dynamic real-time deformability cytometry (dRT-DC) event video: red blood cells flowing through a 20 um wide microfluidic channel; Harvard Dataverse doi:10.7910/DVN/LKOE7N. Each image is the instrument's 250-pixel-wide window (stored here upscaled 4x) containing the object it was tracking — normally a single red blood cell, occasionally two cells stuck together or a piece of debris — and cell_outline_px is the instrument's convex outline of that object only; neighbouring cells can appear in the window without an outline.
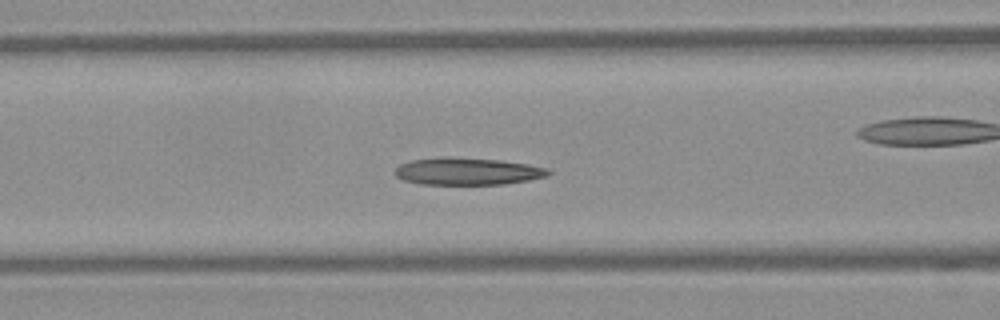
{"species": "Egyptian fruit bat (a non-hibernating species)", "species_latin": "Rousettus aegyptiacus", "temperature_condition": "warm", "stored_images_in_passage": 42, "camera_frame_rate_fps": 3000, "um_per_image_px": 0.085, "frame": {"image": 1, "passage_image": 19, "time_ms": 6.0, "image_size_px": [1000, 320], "cell_outline_px": [[552, 172], [548, 176], [528, 180], [504, 184], [420, 184], [404, 180], [396, 176], [396, 168], [400, 164], [412, 160], [444, 156], [448, 156], [500, 160], [528, 164], [548, 168]], "centroid_in_image_um": [39.76, 14.55], "position_along_channel_um": 126.8, "area_um2": 24.39}}
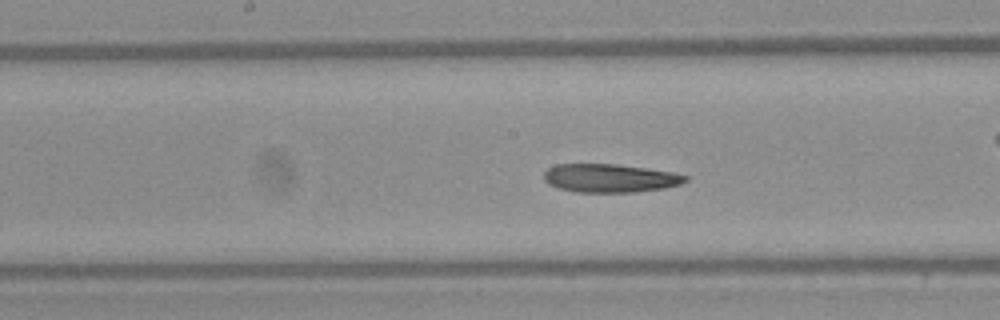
{"frame": {"image": 2, "passage_image": 24, "time_ms": 7.667, "image_size_px": [1000, 320], "cell_outline_px": [[688, 180], [680, 184], [664, 188], [636, 192], [576, 192], [560, 188], [548, 184], [544, 180], [544, 172], [548, 168], [556, 164], [616, 164], [672, 172], [688, 176]], "centroid_in_image_um": [51.83, 15.14], "position_along_channel_um": 196.4, "area_um2": 23.35}}
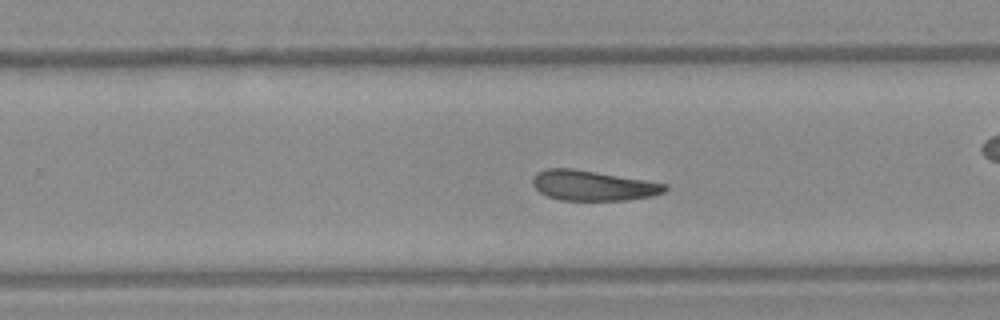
{"frame": {"image": 3, "passage_image": 30, "time_ms": 9.667, "image_size_px": [1000, 320], "cell_outline_px": [[668, 188], [664, 192], [652, 196], [628, 200], [560, 200], [548, 196], [540, 192], [532, 184], [532, 180], [536, 172], [548, 168], [572, 168], [668, 184]], "centroid_in_image_um": [50.39, 15.77], "position_along_channel_um": 279.4, "area_um2": 23.12}, "authors_computed_cell_mechanics": {"area_um2": 24.3627, "velocity_mm_per_s": 4.1587, "shape_relaxation_time_tau1_ms": null, "shape_relaxation_time_tau2_ms": 5.6783, "deformation_change_tau1": null, "deformation_change_tau2": 0.139}}